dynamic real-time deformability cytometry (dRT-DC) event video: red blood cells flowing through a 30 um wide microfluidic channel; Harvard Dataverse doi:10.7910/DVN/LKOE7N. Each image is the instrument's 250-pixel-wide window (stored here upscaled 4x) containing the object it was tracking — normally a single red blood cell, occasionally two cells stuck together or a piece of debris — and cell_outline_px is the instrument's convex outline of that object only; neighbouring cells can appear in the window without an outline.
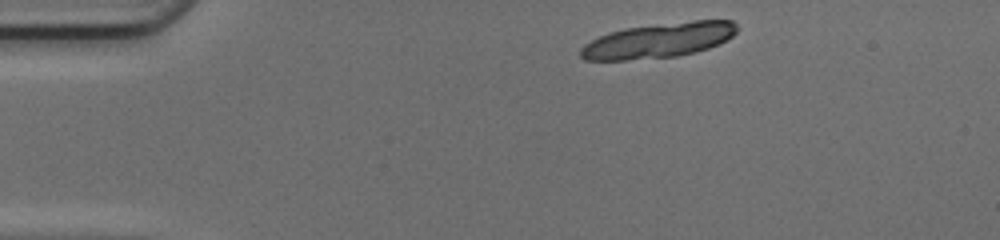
{"species": "common noctule bat (a hibernating species)", "species_latin": "Nyctalus noctula", "temperature_condition": "cold", "stored_images_in_passage": 10, "camera_frame_rate_fps": 3000, "um_per_image_px": 0.085, "animal": {"sex": "female", "body_mass_g": 17.0, "forearm_length_mm": 48.0}, "frame": {"image": 1, "passage_image": 1, "time_ms": 0.0, "image_size_px": [1000, 240], "cell_outline_px": [[736, 32], [732, 36], [720, 44], [708, 48], [676, 56], [624, 60], [584, 60], [580, 56], [580, 48], [584, 44], [608, 32], [624, 28], [692, 20], [732, 20], [736, 24]], "centroid_in_image_um": [55.97, 3.42], "position_along_channel_um": 29.0, "area_um2": 31.67}}